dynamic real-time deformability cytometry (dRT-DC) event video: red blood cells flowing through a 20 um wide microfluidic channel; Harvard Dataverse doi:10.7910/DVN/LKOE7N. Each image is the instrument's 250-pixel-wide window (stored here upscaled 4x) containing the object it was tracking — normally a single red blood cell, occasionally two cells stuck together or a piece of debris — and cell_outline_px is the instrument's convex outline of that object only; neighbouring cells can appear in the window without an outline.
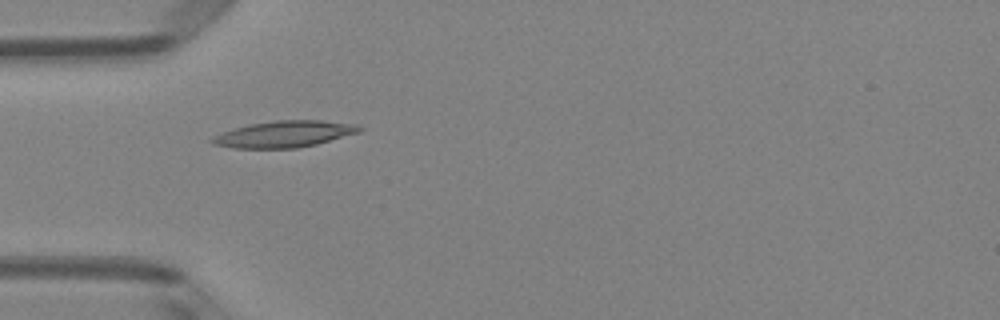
{"species": "Egyptian fruit bat (a non-hibernating species)", "species_latin": "Rousettus aegyptiacus", "temperature_condition": "room temperature", "stored_images_in_passage": 6, "camera_frame_rate_fps": 3000, "um_per_image_px": 0.085, "animal": {"sex": "female"}, "frame": {"image": 1, "passage_image": 4, "time_ms": 1.0, "image_size_px": [1000, 320], "cell_outline_px": [[364, 128], [360, 132], [316, 144], [296, 148], [232, 148], [212, 144], [208, 140], [212, 136], [236, 128], [252, 124], [276, 120], [320, 120], [356, 124]], "centroid_in_image_um": [24.16, 11.4], "position_along_channel_um": 60.8, "area_um2": 22.6}}
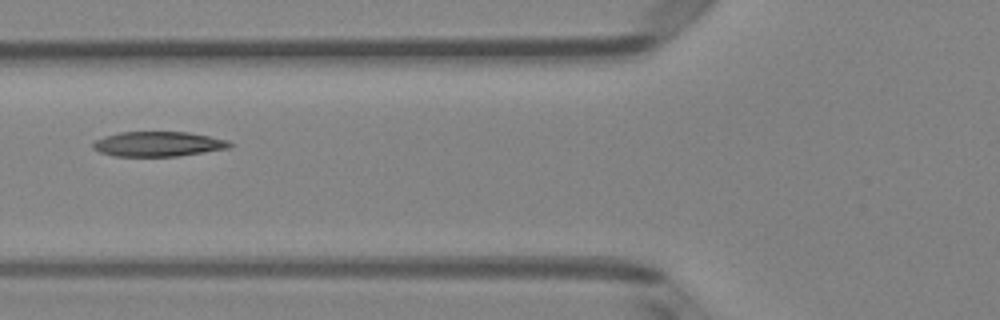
{"frame": {"image": 2, "passage_image": 5, "time_ms": 1.333, "image_size_px": [1000, 320], "cell_outline_px": [[232, 144], [228, 148], [204, 152], [176, 156], [112, 156], [100, 152], [92, 148], [92, 144], [96, 140], [104, 136], [120, 132], [188, 132], [228, 140]], "centroid_in_image_um": [13.41, 12.24], "position_along_channel_um": 112.4, "area_um2": 19.71}}
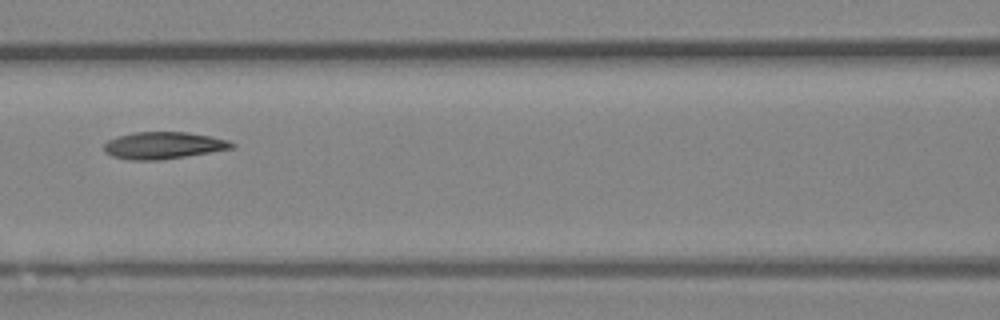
{"frame": {"image": 3, "passage_image": 6, "time_ms": 1.667, "image_size_px": [1000, 320], "cell_outline_px": [[236, 144], [232, 148], [160, 160], [128, 160], [112, 156], [104, 152], [104, 144], [108, 140], [116, 136], [132, 132], [184, 132], [212, 136], [228, 140]], "centroid_in_image_um": [13.83, 12.35], "position_along_channel_um": 152.8, "area_um2": 20.06}}